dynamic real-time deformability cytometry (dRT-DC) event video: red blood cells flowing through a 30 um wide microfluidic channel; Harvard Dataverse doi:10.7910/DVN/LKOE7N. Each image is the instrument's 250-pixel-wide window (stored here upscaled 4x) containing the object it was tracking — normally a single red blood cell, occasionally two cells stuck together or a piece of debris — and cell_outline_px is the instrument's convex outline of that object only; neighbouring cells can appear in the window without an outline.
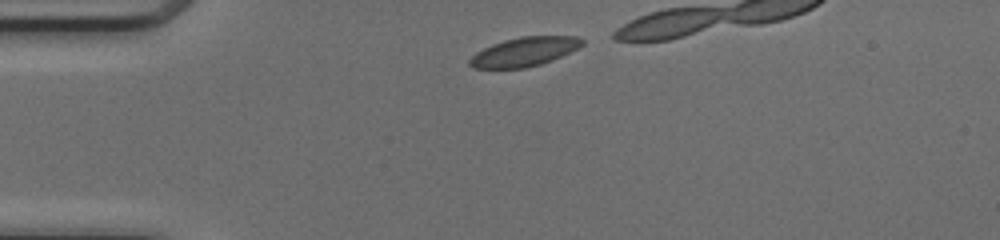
{"species": "common noctule bat (a hibernating species)", "species_latin": "Nyctalus noctula", "temperature_condition": "cold", "stored_images_in_passage": 11, "camera_frame_rate_fps": 3000, "um_per_image_px": 0.085, "animal": {"sex": "female", "body_mass_g": 17.0, "forearm_length_mm": 48.0}, "frame": {"image": 1, "passage_image": 1, "time_ms": 0.0, "image_size_px": [1000, 240], "cell_outline_px": [[584, 44], [552, 60], [540, 64], [524, 68], [472, 68], [468, 64], [468, 60], [476, 52], [492, 44], [504, 40], [520, 36], [576, 36], [584, 40]], "centroid_in_image_um": [44.53, 4.39], "position_along_channel_um": 40.5, "area_um2": 18.9}}
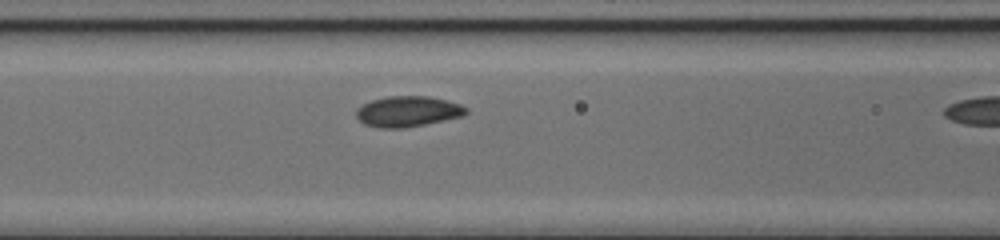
{"frame": {"image": 2, "passage_image": 10, "time_ms": 3.0, "image_size_px": [1000, 240], "cell_outline_px": [[468, 112], [464, 116], [404, 128], [380, 128], [364, 124], [356, 116], [356, 108], [372, 100], [388, 96], [428, 96], [448, 100], [460, 104], [468, 108]], "centroid_in_image_um": [34.68, 9.47], "position_along_channel_um": 131.9, "area_um2": 19.65}}